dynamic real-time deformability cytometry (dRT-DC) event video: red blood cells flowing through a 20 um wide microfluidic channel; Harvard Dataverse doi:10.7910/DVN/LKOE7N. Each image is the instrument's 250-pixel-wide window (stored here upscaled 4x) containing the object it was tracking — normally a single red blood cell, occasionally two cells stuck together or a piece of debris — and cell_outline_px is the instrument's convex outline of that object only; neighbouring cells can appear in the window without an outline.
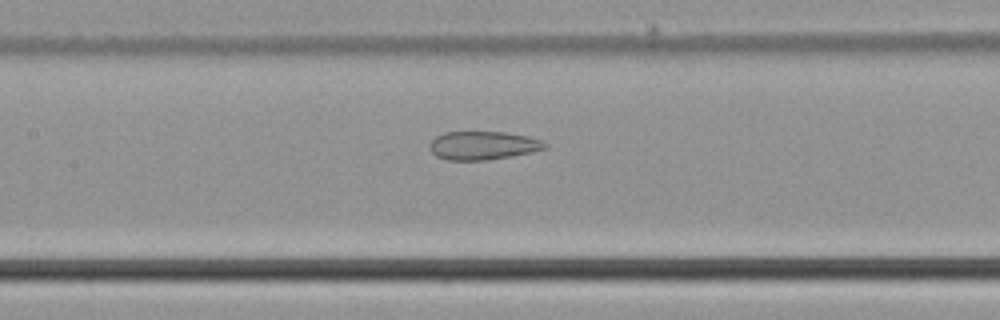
{"species": "common noctule bat (a hibernating species)", "species_latin": "Nyctalus noctula", "temperature_condition": "cold", "stored_images_in_passage": 32, "camera_frame_rate_fps": 3000, "um_per_image_px": 0.085, "animal": {"sex": "male", "body_mass_g": 21.5, "forearm_length_mm": 52.0}, "frame": {"image": 1, "passage_image": 14, "time_ms": 4.333, "image_size_px": [1000, 320], "cell_outline_px": [[548, 148], [532, 152], [484, 160], [448, 160], [436, 156], [432, 152], [428, 144], [436, 136], [444, 132], [504, 132], [528, 136], [540, 140], [548, 144]], "centroid_in_image_um": [41.04, 12.36], "position_along_channel_um": 166.4, "area_um2": 19.02}}
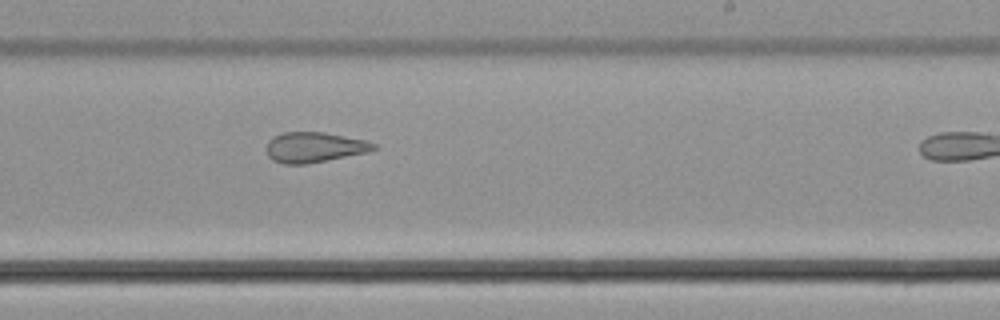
{"frame": {"image": 2, "passage_image": 21, "time_ms": 6.667, "image_size_px": [1000, 320], "cell_outline_px": [[376, 148], [364, 152], [304, 164], [284, 164], [272, 160], [268, 156], [268, 140], [272, 136], [284, 132], [324, 132], [364, 140], [376, 144]], "centroid_in_image_um": [26.65, 12.5], "position_along_channel_um": 262.4, "area_um2": 18.44}}
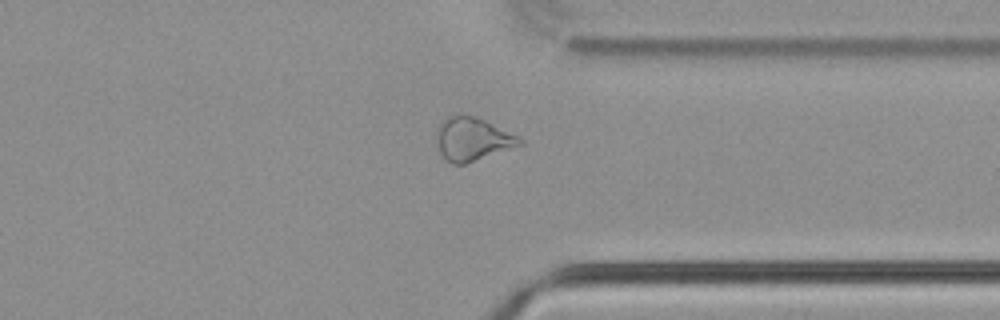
{"frame": {"image": 3, "passage_image": 29, "time_ms": 9.333, "image_size_px": [1000, 320], "cell_outline_px": [[524, 144], [464, 164], [452, 164], [440, 152], [436, 136], [440, 124], [448, 116], [460, 112], [484, 120], [520, 136], [524, 140]], "centroid_in_image_um": [40.19, 11.8], "position_along_channel_um": 371.2, "area_um2": 20.87}}